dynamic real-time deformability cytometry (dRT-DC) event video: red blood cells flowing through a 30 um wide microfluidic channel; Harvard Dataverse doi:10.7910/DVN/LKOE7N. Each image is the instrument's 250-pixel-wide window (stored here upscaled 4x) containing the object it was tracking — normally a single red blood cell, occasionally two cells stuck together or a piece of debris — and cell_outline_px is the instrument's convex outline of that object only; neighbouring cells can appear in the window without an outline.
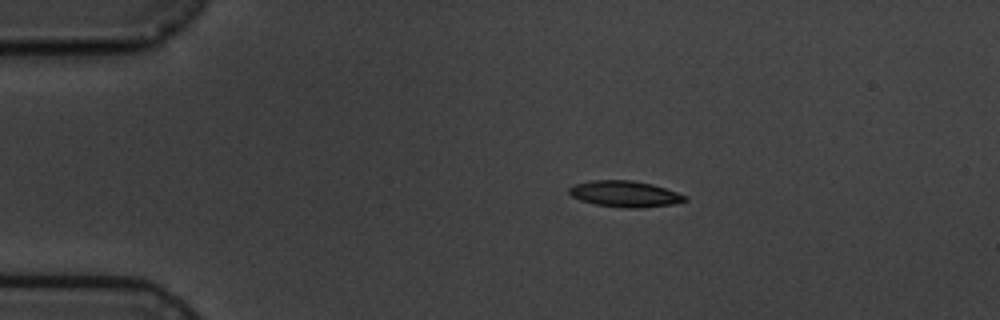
{"species": "common noctule bat (a hibernating species)", "species_latin": "Nyctalus noctula", "temperature_condition": "cold", "stored_images_in_passage": 10, "camera_frame_rate_fps": 3000, "um_per_image_px": 0.085, "animal": {"sex": "male", "body_mass_g": 19.5, "forearm_length_mm": 54.6}, "frame": {"image": 1, "passage_image": 2, "time_ms": 1.0, "image_size_px": [1000, 320], "cell_outline_px": [[688, 200], [676, 204], [644, 208], [620, 208], [596, 204], [580, 200], [572, 196], [568, 192], [568, 188], [572, 184], [592, 180], [632, 180], [652, 184], [688, 196]], "centroid_in_image_um": [53.12, 16.49], "position_along_channel_um": 31.9, "area_um2": 17.92}}
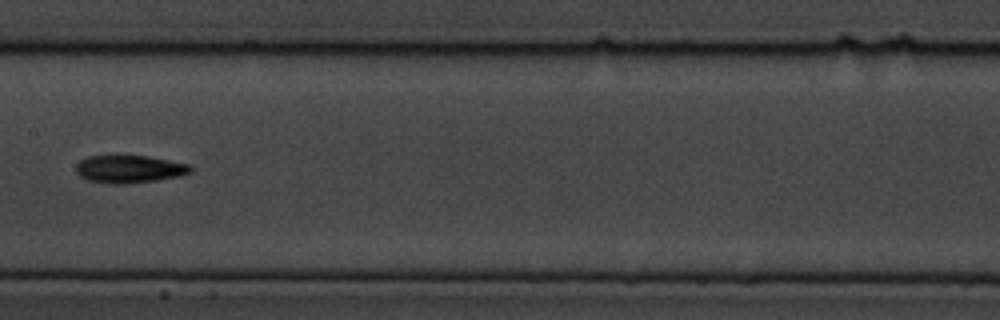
{"frame": {"image": 2, "passage_image": 7, "time_ms": 7.0, "image_size_px": [1000, 320], "cell_outline_px": [[192, 172], [180, 176], [156, 180], [128, 184], [112, 184], [88, 180], [80, 176], [76, 172], [76, 164], [80, 160], [88, 156], [112, 152], [148, 156], [192, 164]], "centroid_in_image_um": [10.97, 14.32], "position_along_channel_um": 196.4, "area_um2": 19.48}}
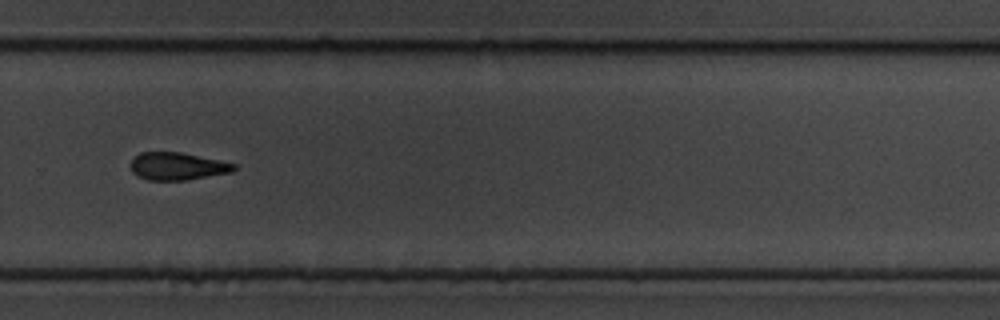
{"frame": {"image": 3, "passage_image": 10, "time_ms": 10.333, "image_size_px": [1000, 320], "cell_outline_px": [[236, 168], [232, 172], [188, 180], [148, 180], [136, 176], [132, 172], [132, 160], [140, 152], [180, 152], [220, 160], [236, 164]], "centroid_in_image_um": [15.09, 14.14], "position_along_channel_um": 314.7, "area_um2": 16.59}}